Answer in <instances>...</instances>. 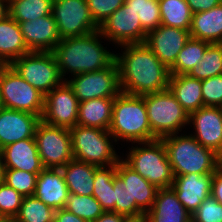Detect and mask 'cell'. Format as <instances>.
Segmentation results:
<instances>
[{"instance_id":"cell-1","label":"cell","mask_w":222,"mask_h":222,"mask_svg":"<svg viewBox=\"0 0 222 222\" xmlns=\"http://www.w3.org/2000/svg\"><path fill=\"white\" fill-rule=\"evenodd\" d=\"M122 54H115L121 92L143 96L168 89L170 69L146 43L124 44Z\"/></svg>"},{"instance_id":"cell-2","label":"cell","mask_w":222,"mask_h":222,"mask_svg":"<svg viewBox=\"0 0 222 222\" xmlns=\"http://www.w3.org/2000/svg\"><path fill=\"white\" fill-rule=\"evenodd\" d=\"M104 38L95 31L84 36L62 38L53 51L59 72L64 81L65 74L75 76L82 73L99 71L109 67L115 61V54L108 51L100 42ZM73 73V74H72Z\"/></svg>"},{"instance_id":"cell-3","label":"cell","mask_w":222,"mask_h":222,"mask_svg":"<svg viewBox=\"0 0 222 222\" xmlns=\"http://www.w3.org/2000/svg\"><path fill=\"white\" fill-rule=\"evenodd\" d=\"M172 134L161 138L174 176L214 174L220 167V155L202 146L191 134Z\"/></svg>"},{"instance_id":"cell-4","label":"cell","mask_w":222,"mask_h":222,"mask_svg":"<svg viewBox=\"0 0 222 222\" xmlns=\"http://www.w3.org/2000/svg\"><path fill=\"white\" fill-rule=\"evenodd\" d=\"M109 132L115 141L142 143L152 141L144 95L120 92L114 100Z\"/></svg>"},{"instance_id":"cell-5","label":"cell","mask_w":222,"mask_h":222,"mask_svg":"<svg viewBox=\"0 0 222 222\" xmlns=\"http://www.w3.org/2000/svg\"><path fill=\"white\" fill-rule=\"evenodd\" d=\"M137 144L142 147L132 146L123 161L158 189L170 188L174 174L163 141L156 139Z\"/></svg>"},{"instance_id":"cell-6","label":"cell","mask_w":222,"mask_h":222,"mask_svg":"<svg viewBox=\"0 0 222 222\" xmlns=\"http://www.w3.org/2000/svg\"><path fill=\"white\" fill-rule=\"evenodd\" d=\"M69 130L73 159L99 167L116 165L121 159L114 150L112 143L116 141L109 130L79 125Z\"/></svg>"},{"instance_id":"cell-7","label":"cell","mask_w":222,"mask_h":222,"mask_svg":"<svg viewBox=\"0 0 222 222\" xmlns=\"http://www.w3.org/2000/svg\"><path fill=\"white\" fill-rule=\"evenodd\" d=\"M152 141L179 133L189 123V113L169 89L144 95Z\"/></svg>"},{"instance_id":"cell-8","label":"cell","mask_w":222,"mask_h":222,"mask_svg":"<svg viewBox=\"0 0 222 222\" xmlns=\"http://www.w3.org/2000/svg\"><path fill=\"white\" fill-rule=\"evenodd\" d=\"M45 95L25 81L10 65L0 67V101L4 108L42 117Z\"/></svg>"},{"instance_id":"cell-9","label":"cell","mask_w":222,"mask_h":222,"mask_svg":"<svg viewBox=\"0 0 222 222\" xmlns=\"http://www.w3.org/2000/svg\"><path fill=\"white\" fill-rule=\"evenodd\" d=\"M10 66L44 95L64 82L53 52L31 51L14 60Z\"/></svg>"},{"instance_id":"cell-10","label":"cell","mask_w":222,"mask_h":222,"mask_svg":"<svg viewBox=\"0 0 222 222\" xmlns=\"http://www.w3.org/2000/svg\"><path fill=\"white\" fill-rule=\"evenodd\" d=\"M34 138L44 168H61L73 159L68 128L49 125L41 120Z\"/></svg>"},{"instance_id":"cell-11","label":"cell","mask_w":222,"mask_h":222,"mask_svg":"<svg viewBox=\"0 0 222 222\" xmlns=\"http://www.w3.org/2000/svg\"><path fill=\"white\" fill-rule=\"evenodd\" d=\"M52 15L61 39L99 30L90 14L87 0H53Z\"/></svg>"},{"instance_id":"cell-12","label":"cell","mask_w":222,"mask_h":222,"mask_svg":"<svg viewBox=\"0 0 222 222\" xmlns=\"http://www.w3.org/2000/svg\"><path fill=\"white\" fill-rule=\"evenodd\" d=\"M66 82L73 89L79 102L116 97L121 92L116 61L105 69L78 74Z\"/></svg>"},{"instance_id":"cell-13","label":"cell","mask_w":222,"mask_h":222,"mask_svg":"<svg viewBox=\"0 0 222 222\" xmlns=\"http://www.w3.org/2000/svg\"><path fill=\"white\" fill-rule=\"evenodd\" d=\"M79 101L64 81L45 95L41 120L49 125L72 128L77 125Z\"/></svg>"},{"instance_id":"cell-14","label":"cell","mask_w":222,"mask_h":222,"mask_svg":"<svg viewBox=\"0 0 222 222\" xmlns=\"http://www.w3.org/2000/svg\"><path fill=\"white\" fill-rule=\"evenodd\" d=\"M103 37L115 44L145 43L147 33L143 30L138 14L123 4L100 26Z\"/></svg>"},{"instance_id":"cell-15","label":"cell","mask_w":222,"mask_h":222,"mask_svg":"<svg viewBox=\"0 0 222 222\" xmlns=\"http://www.w3.org/2000/svg\"><path fill=\"white\" fill-rule=\"evenodd\" d=\"M195 133L191 134L202 146L222 154V109L203 106L189 114Z\"/></svg>"},{"instance_id":"cell-16","label":"cell","mask_w":222,"mask_h":222,"mask_svg":"<svg viewBox=\"0 0 222 222\" xmlns=\"http://www.w3.org/2000/svg\"><path fill=\"white\" fill-rule=\"evenodd\" d=\"M189 38V30L161 24L147 34L145 43L159 60L170 68Z\"/></svg>"},{"instance_id":"cell-17","label":"cell","mask_w":222,"mask_h":222,"mask_svg":"<svg viewBox=\"0 0 222 222\" xmlns=\"http://www.w3.org/2000/svg\"><path fill=\"white\" fill-rule=\"evenodd\" d=\"M115 181L129 194L130 203H136L144 213L152 208L158 188L141 177L123 159L116 164Z\"/></svg>"},{"instance_id":"cell-18","label":"cell","mask_w":222,"mask_h":222,"mask_svg":"<svg viewBox=\"0 0 222 222\" xmlns=\"http://www.w3.org/2000/svg\"><path fill=\"white\" fill-rule=\"evenodd\" d=\"M41 117L29 112L0 109V149L23 139L34 138Z\"/></svg>"},{"instance_id":"cell-19","label":"cell","mask_w":222,"mask_h":222,"mask_svg":"<svg viewBox=\"0 0 222 222\" xmlns=\"http://www.w3.org/2000/svg\"><path fill=\"white\" fill-rule=\"evenodd\" d=\"M19 25L30 51L53 52L61 40L52 14Z\"/></svg>"},{"instance_id":"cell-20","label":"cell","mask_w":222,"mask_h":222,"mask_svg":"<svg viewBox=\"0 0 222 222\" xmlns=\"http://www.w3.org/2000/svg\"><path fill=\"white\" fill-rule=\"evenodd\" d=\"M212 179L213 174L174 176L171 188L185 209L192 214L211 195Z\"/></svg>"},{"instance_id":"cell-21","label":"cell","mask_w":222,"mask_h":222,"mask_svg":"<svg viewBox=\"0 0 222 222\" xmlns=\"http://www.w3.org/2000/svg\"><path fill=\"white\" fill-rule=\"evenodd\" d=\"M1 158L3 169H17L37 175L44 169L35 138L6 145L1 149Z\"/></svg>"},{"instance_id":"cell-22","label":"cell","mask_w":222,"mask_h":222,"mask_svg":"<svg viewBox=\"0 0 222 222\" xmlns=\"http://www.w3.org/2000/svg\"><path fill=\"white\" fill-rule=\"evenodd\" d=\"M69 190L60 168H44L37 176L33 196L55 210L65 208Z\"/></svg>"},{"instance_id":"cell-23","label":"cell","mask_w":222,"mask_h":222,"mask_svg":"<svg viewBox=\"0 0 222 222\" xmlns=\"http://www.w3.org/2000/svg\"><path fill=\"white\" fill-rule=\"evenodd\" d=\"M146 215L148 222H192L191 213L171 187L158 189L153 206Z\"/></svg>"},{"instance_id":"cell-24","label":"cell","mask_w":222,"mask_h":222,"mask_svg":"<svg viewBox=\"0 0 222 222\" xmlns=\"http://www.w3.org/2000/svg\"><path fill=\"white\" fill-rule=\"evenodd\" d=\"M31 52L23 39L20 25L10 15L0 21V63L10 65Z\"/></svg>"},{"instance_id":"cell-25","label":"cell","mask_w":222,"mask_h":222,"mask_svg":"<svg viewBox=\"0 0 222 222\" xmlns=\"http://www.w3.org/2000/svg\"><path fill=\"white\" fill-rule=\"evenodd\" d=\"M99 166L76 159L69 161L61 171L69 193L92 196L94 190V174Z\"/></svg>"},{"instance_id":"cell-26","label":"cell","mask_w":222,"mask_h":222,"mask_svg":"<svg viewBox=\"0 0 222 222\" xmlns=\"http://www.w3.org/2000/svg\"><path fill=\"white\" fill-rule=\"evenodd\" d=\"M190 37L212 43H222V4L208 11L192 14Z\"/></svg>"},{"instance_id":"cell-27","label":"cell","mask_w":222,"mask_h":222,"mask_svg":"<svg viewBox=\"0 0 222 222\" xmlns=\"http://www.w3.org/2000/svg\"><path fill=\"white\" fill-rule=\"evenodd\" d=\"M115 97L79 102L77 125L109 130Z\"/></svg>"},{"instance_id":"cell-28","label":"cell","mask_w":222,"mask_h":222,"mask_svg":"<svg viewBox=\"0 0 222 222\" xmlns=\"http://www.w3.org/2000/svg\"><path fill=\"white\" fill-rule=\"evenodd\" d=\"M168 89L190 114L204 106L202 81L188 75H171Z\"/></svg>"},{"instance_id":"cell-29","label":"cell","mask_w":222,"mask_h":222,"mask_svg":"<svg viewBox=\"0 0 222 222\" xmlns=\"http://www.w3.org/2000/svg\"><path fill=\"white\" fill-rule=\"evenodd\" d=\"M116 176V165L100 166L94 174L93 196L104 211L115 212V191L113 189Z\"/></svg>"},{"instance_id":"cell-30","label":"cell","mask_w":222,"mask_h":222,"mask_svg":"<svg viewBox=\"0 0 222 222\" xmlns=\"http://www.w3.org/2000/svg\"><path fill=\"white\" fill-rule=\"evenodd\" d=\"M158 3L162 25L190 31L193 13L186 0H158Z\"/></svg>"},{"instance_id":"cell-31","label":"cell","mask_w":222,"mask_h":222,"mask_svg":"<svg viewBox=\"0 0 222 222\" xmlns=\"http://www.w3.org/2000/svg\"><path fill=\"white\" fill-rule=\"evenodd\" d=\"M210 43L189 38L179 52L175 63L169 68L171 75H187L202 60L203 54Z\"/></svg>"},{"instance_id":"cell-32","label":"cell","mask_w":222,"mask_h":222,"mask_svg":"<svg viewBox=\"0 0 222 222\" xmlns=\"http://www.w3.org/2000/svg\"><path fill=\"white\" fill-rule=\"evenodd\" d=\"M53 0H9V15L18 23L52 14Z\"/></svg>"},{"instance_id":"cell-33","label":"cell","mask_w":222,"mask_h":222,"mask_svg":"<svg viewBox=\"0 0 222 222\" xmlns=\"http://www.w3.org/2000/svg\"><path fill=\"white\" fill-rule=\"evenodd\" d=\"M222 74V43H212L206 48L202 60L187 74L189 77L205 80Z\"/></svg>"},{"instance_id":"cell-34","label":"cell","mask_w":222,"mask_h":222,"mask_svg":"<svg viewBox=\"0 0 222 222\" xmlns=\"http://www.w3.org/2000/svg\"><path fill=\"white\" fill-rule=\"evenodd\" d=\"M55 209L34 196L24 197L16 222H54Z\"/></svg>"},{"instance_id":"cell-35","label":"cell","mask_w":222,"mask_h":222,"mask_svg":"<svg viewBox=\"0 0 222 222\" xmlns=\"http://www.w3.org/2000/svg\"><path fill=\"white\" fill-rule=\"evenodd\" d=\"M65 209L87 222H94L104 212L93 195L82 196L72 193L68 195Z\"/></svg>"},{"instance_id":"cell-36","label":"cell","mask_w":222,"mask_h":222,"mask_svg":"<svg viewBox=\"0 0 222 222\" xmlns=\"http://www.w3.org/2000/svg\"><path fill=\"white\" fill-rule=\"evenodd\" d=\"M124 4L138 14L141 26L147 34L161 25L158 0H125Z\"/></svg>"},{"instance_id":"cell-37","label":"cell","mask_w":222,"mask_h":222,"mask_svg":"<svg viewBox=\"0 0 222 222\" xmlns=\"http://www.w3.org/2000/svg\"><path fill=\"white\" fill-rule=\"evenodd\" d=\"M37 174L17 169H3V182L23 197L33 196Z\"/></svg>"},{"instance_id":"cell-38","label":"cell","mask_w":222,"mask_h":222,"mask_svg":"<svg viewBox=\"0 0 222 222\" xmlns=\"http://www.w3.org/2000/svg\"><path fill=\"white\" fill-rule=\"evenodd\" d=\"M23 196L3 181L0 182V216L15 218L22 205Z\"/></svg>"},{"instance_id":"cell-39","label":"cell","mask_w":222,"mask_h":222,"mask_svg":"<svg viewBox=\"0 0 222 222\" xmlns=\"http://www.w3.org/2000/svg\"><path fill=\"white\" fill-rule=\"evenodd\" d=\"M191 215L192 222H222V204L210 195Z\"/></svg>"},{"instance_id":"cell-40","label":"cell","mask_w":222,"mask_h":222,"mask_svg":"<svg viewBox=\"0 0 222 222\" xmlns=\"http://www.w3.org/2000/svg\"><path fill=\"white\" fill-rule=\"evenodd\" d=\"M124 2L125 0H87V5L93 20L100 26Z\"/></svg>"},{"instance_id":"cell-41","label":"cell","mask_w":222,"mask_h":222,"mask_svg":"<svg viewBox=\"0 0 222 222\" xmlns=\"http://www.w3.org/2000/svg\"><path fill=\"white\" fill-rule=\"evenodd\" d=\"M202 96L204 106H221L222 74L202 80Z\"/></svg>"},{"instance_id":"cell-42","label":"cell","mask_w":222,"mask_h":222,"mask_svg":"<svg viewBox=\"0 0 222 222\" xmlns=\"http://www.w3.org/2000/svg\"><path fill=\"white\" fill-rule=\"evenodd\" d=\"M113 189L115 191V212L123 216H137L144 212L136 205L130 203L129 194L122 189L114 179Z\"/></svg>"},{"instance_id":"cell-43","label":"cell","mask_w":222,"mask_h":222,"mask_svg":"<svg viewBox=\"0 0 222 222\" xmlns=\"http://www.w3.org/2000/svg\"><path fill=\"white\" fill-rule=\"evenodd\" d=\"M192 13L208 11L221 4V0H186Z\"/></svg>"},{"instance_id":"cell-44","label":"cell","mask_w":222,"mask_h":222,"mask_svg":"<svg viewBox=\"0 0 222 222\" xmlns=\"http://www.w3.org/2000/svg\"><path fill=\"white\" fill-rule=\"evenodd\" d=\"M211 195L222 204V167L213 174Z\"/></svg>"},{"instance_id":"cell-45","label":"cell","mask_w":222,"mask_h":222,"mask_svg":"<svg viewBox=\"0 0 222 222\" xmlns=\"http://www.w3.org/2000/svg\"><path fill=\"white\" fill-rule=\"evenodd\" d=\"M54 222H87L86 220L76 216L65 208L55 211Z\"/></svg>"},{"instance_id":"cell-46","label":"cell","mask_w":222,"mask_h":222,"mask_svg":"<svg viewBox=\"0 0 222 222\" xmlns=\"http://www.w3.org/2000/svg\"><path fill=\"white\" fill-rule=\"evenodd\" d=\"M124 217L114 211H104L94 222H122Z\"/></svg>"},{"instance_id":"cell-47","label":"cell","mask_w":222,"mask_h":222,"mask_svg":"<svg viewBox=\"0 0 222 222\" xmlns=\"http://www.w3.org/2000/svg\"><path fill=\"white\" fill-rule=\"evenodd\" d=\"M122 222H148V218L146 213H143L137 216H126Z\"/></svg>"},{"instance_id":"cell-48","label":"cell","mask_w":222,"mask_h":222,"mask_svg":"<svg viewBox=\"0 0 222 222\" xmlns=\"http://www.w3.org/2000/svg\"><path fill=\"white\" fill-rule=\"evenodd\" d=\"M8 3L9 0H0V21L9 15V5H7Z\"/></svg>"},{"instance_id":"cell-49","label":"cell","mask_w":222,"mask_h":222,"mask_svg":"<svg viewBox=\"0 0 222 222\" xmlns=\"http://www.w3.org/2000/svg\"><path fill=\"white\" fill-rule=\"evenodd\" d=\"M3 181V163L1 158V149H0V182Z\"/></svg>"},{"instance_id":"cell-50","label":"cell","mask_w":222,"mask_h":222,"mask_svg":"<svg viewBox=\"0 0 222 222\" xmlns=\"http://www.w3.org/2000/svg\"><path fill=\"white\" fill-rule=\"evenodd\" d=\"M0 222H16L15 218L0 216Z\"/></svg>"},{"instance_id":"cell-51","label":"cell","mask_w":222,"mask_h":222,"mask_svg":"<svg viewBox=\"0 0 222 222\" xmlns=\"http://www.w3.org/2000/svg\"><path fill=\"white\" fill-rule=\"evenodd\" d=\"M220 164H221V167H222V154L220 155Z\"/></svg>"}]
</instances>
